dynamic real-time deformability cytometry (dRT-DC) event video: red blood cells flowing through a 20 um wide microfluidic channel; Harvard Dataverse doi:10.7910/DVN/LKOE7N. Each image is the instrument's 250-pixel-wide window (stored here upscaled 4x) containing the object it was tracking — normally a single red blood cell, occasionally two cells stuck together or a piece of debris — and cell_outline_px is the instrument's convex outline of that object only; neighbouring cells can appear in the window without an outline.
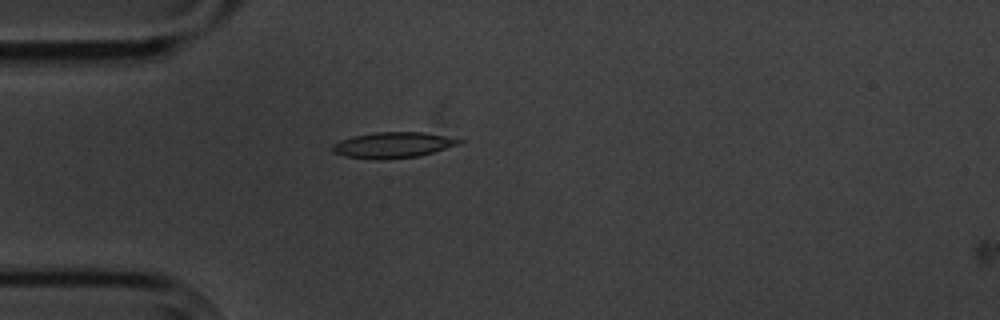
{"species": "common noctule bat (a hibernating species)", "species_latin": "Nyctalus noctula", "temperature_condition": "cold", "stored_images_in_passage": 2, "camera_frame_rate_fps": 3000, "um_per_image_px": 0.085, "animal": {"sex": "male", "body_mass_g": 20.1, "forearm_length_mm": 53.5}, "frame": {"image": 1, "passage_image": 1, "time_ms": 0.0, "image_size_px": [1000, 320], "cell_outline_px": [[464, 144], [420, 156], [380, 160], [376, 160], [344, 156], [332, 152], [332, 144], [340, 140], [352, 136], [376, 132], [424, 132], [464, 140]], "centroid_in_image_um": [33.43, 12.33], "position_along_channel_um": 51.6, "area_um2": 19.36}}